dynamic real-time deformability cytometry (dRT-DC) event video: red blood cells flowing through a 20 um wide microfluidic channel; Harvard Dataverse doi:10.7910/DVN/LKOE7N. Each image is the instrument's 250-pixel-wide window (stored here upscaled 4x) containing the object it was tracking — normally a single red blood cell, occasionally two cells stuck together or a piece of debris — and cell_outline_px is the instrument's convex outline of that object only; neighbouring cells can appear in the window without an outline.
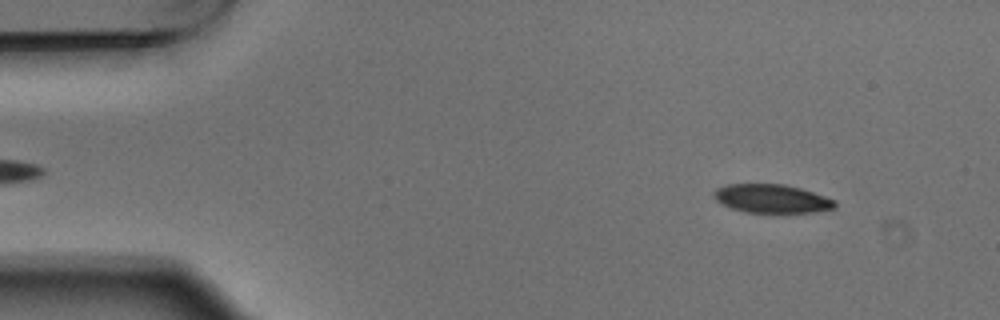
{"species": "Egyptian fruit bat (a non-hibernating species)", "species_latin": "Rousettus aegyptiacus", "temperature_condition": "warm", "stored_images_in_passage": 4, "camera_frame_rate_fps": 3000, "um_per_image_px": 0.085, "animal": {"sex": "male"}, "frame": {"image": 1, "passage_image": 1, "time_ms": 0.0, "image_size_px": [1000, 320], "cell_outline_px": [[836, 208], [812, 212], [744, 212], [732, 208], [716, 200], [712, 196], [712, 192], [716, 188], [728, 184], [784, 184], [800, 188], [836, 200]], "centroid_in_image_um": [65.58, 16.87], "position_along_channel_um": 19.4, "area_um2": 20.06}}
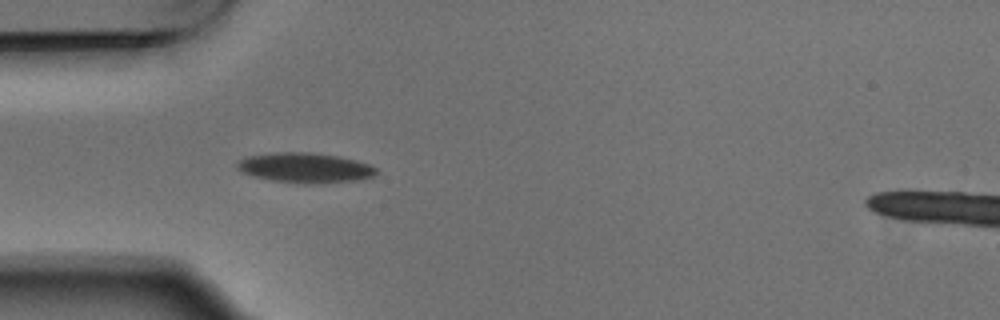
{"frame": {"image": 2, "passage_image": 4, "time_ms": 1.0, "image_size_px": [1000, 320], "cell_outline_px": [[376, 172], [372, 176], [360, 180], [308, 184], [272, 180], [256, 176], [244, 172], [236, 168], [236, 164], [240, 160], [248, 156], [272, 152], [312, 152], [340, 156], [356, 160], [368, 164], [376, 168]], "centroid_in_image_um": [25.94, 14.25], "position_along_channel_um": 59.1, "area_um2": 24.16}}